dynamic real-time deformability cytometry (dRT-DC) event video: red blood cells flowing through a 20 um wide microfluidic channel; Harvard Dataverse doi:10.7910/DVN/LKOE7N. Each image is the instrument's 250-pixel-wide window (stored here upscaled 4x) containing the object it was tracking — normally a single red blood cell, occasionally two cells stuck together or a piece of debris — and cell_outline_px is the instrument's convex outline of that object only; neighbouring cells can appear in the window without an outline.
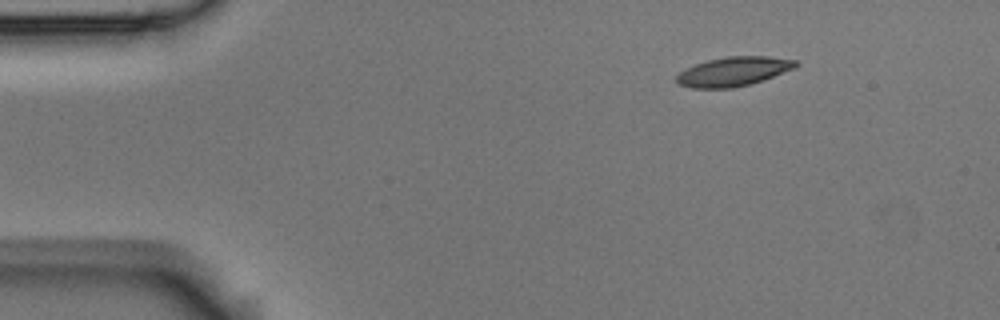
{"species": "Egyptian fruit bat (a non-hibernating species)", "species_latin": "Rousettus aegyptiacus", "temperature_condition": "room temperature", "stored_images_in_passage": 3, "camera_frame_rate_fps": 3000, "um_per_image_px": 0.085, "animal": {"sex": "male"}, "frame": {"image": 1, "passage_image": 1, "time_ms": 0.0, "image_size_px": [1000, 320], "cell_outline_px": [[800, 64], [796, 68], [748, 84], [732, 88], [692, 88], [680, 84], [676, 80], [676, 76], [680, 72], [696, 64], [708, 60], [728, 56], [768, 56], [796, 60]], "centroid_in_image_um": [62.37, 6.06], "position_along_channel_um": 22.6, "area_um2": 20.0}}